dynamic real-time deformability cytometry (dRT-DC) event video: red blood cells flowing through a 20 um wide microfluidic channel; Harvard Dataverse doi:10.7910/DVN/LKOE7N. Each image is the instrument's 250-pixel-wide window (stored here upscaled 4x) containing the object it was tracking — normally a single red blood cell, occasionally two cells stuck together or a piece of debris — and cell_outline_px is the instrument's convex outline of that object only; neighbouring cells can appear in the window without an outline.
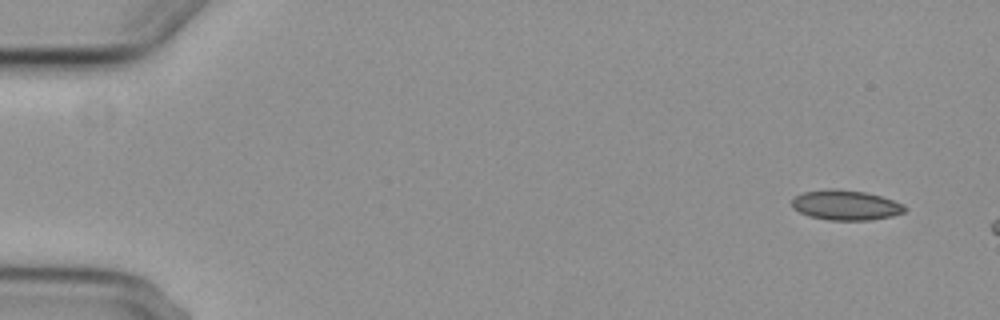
{"species": "common noctule bat (a hibernating species)", "species_latin": "Nyctalus noctula", "temperature_condition": "cold", "stored_images_in_passage": 3, "camera_frame_rate_fps": 3000, "um_per_image_px": 0.085, "animal": {"sex": "female", "body_mass_g": 29.2, "forearm_length_mm": 56.3}, "frame": {"image": 1, "passage_image": 1, "time_ms": 0.0, "image_size_px": [1000, 320], "cell_outline_px": [[908, 208], [904, 212], [892, 216], [872, 220], [828, 220], [808, 216], [792, 208], [792, 200], [796, 196], [804, 192], [828, 188], [832, 188], [864, 192], [880, 196], [904, 204]], "centroid_in_image_um": [71.89, 17.44], "position_along_channel_um": 13.1, "area_um2": 19.77}}